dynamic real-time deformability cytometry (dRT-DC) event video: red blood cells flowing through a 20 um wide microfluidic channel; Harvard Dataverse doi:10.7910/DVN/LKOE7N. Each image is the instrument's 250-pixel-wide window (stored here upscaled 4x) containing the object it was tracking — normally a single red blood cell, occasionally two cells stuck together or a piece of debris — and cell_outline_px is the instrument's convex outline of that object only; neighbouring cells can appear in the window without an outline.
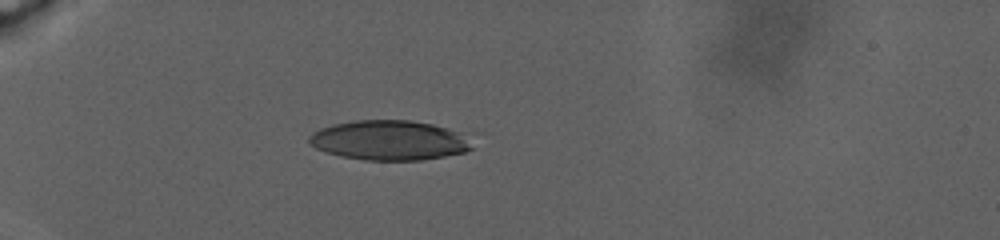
{"species": "human", "species_latin": "Homo sapiens", "temperature_condition": "warm", "stored_images_in_passage": 9, "camera_frame_rate_fps": 3000, "um_per_image_px": 0.085, "donor": {"sex": "male"}, "frame": {"image": 1, "passage_image": 1, "time_ms": 0.0, "image_size_px": [1000, 240], "cell_outline_px": [[484, 132], [476, 148], [464, 152], [444, 156], [420, 160], [364, 160], [340, 156], [324, 152], [308, 144], [308, 136], [312, 132], [320, 128], [336, 124], [356, 120], [408, 120]], "centroid_in_image_um": [33.41, 11.9], "position_along_channel_um": 51.6, "area_um2": 39.94}}